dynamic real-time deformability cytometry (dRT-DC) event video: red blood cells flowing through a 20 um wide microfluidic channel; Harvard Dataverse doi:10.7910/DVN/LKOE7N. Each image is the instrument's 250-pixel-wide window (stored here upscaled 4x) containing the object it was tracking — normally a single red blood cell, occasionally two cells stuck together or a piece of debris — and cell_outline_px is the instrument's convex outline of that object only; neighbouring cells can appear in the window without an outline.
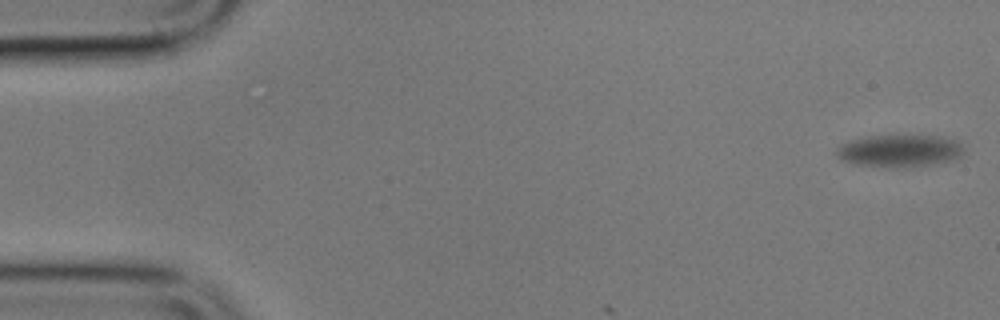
{"species": "common noctule bat (a hibernating species)", "species_latin": "Nyctalus noctula", "temperature_condition": "cold", "stored_images_in_passage": 3, "camera_frame_rate_fps": 3000, "um_per_image_px": 0.085, "animal": {"sex": "male", "body_mass_g": 17.9}, "frame": {"image": 1, "passage_image": 1, "time_ms": 0.0, "image_size_px": [1000, 320], "cell_outline_px": [[964, 152], [960, 156], [952, 160], [928, 164], [852, 164], [844, 160], [836, 152], [836, 148], [840, 144], [852, 140], [872, 136], [944, 136], [956, 140], [964, 148]], "centroid_in_image_um": [76.51, 12.76], "position_along_channel_um": 8.5, "area_um2": 22.6}}